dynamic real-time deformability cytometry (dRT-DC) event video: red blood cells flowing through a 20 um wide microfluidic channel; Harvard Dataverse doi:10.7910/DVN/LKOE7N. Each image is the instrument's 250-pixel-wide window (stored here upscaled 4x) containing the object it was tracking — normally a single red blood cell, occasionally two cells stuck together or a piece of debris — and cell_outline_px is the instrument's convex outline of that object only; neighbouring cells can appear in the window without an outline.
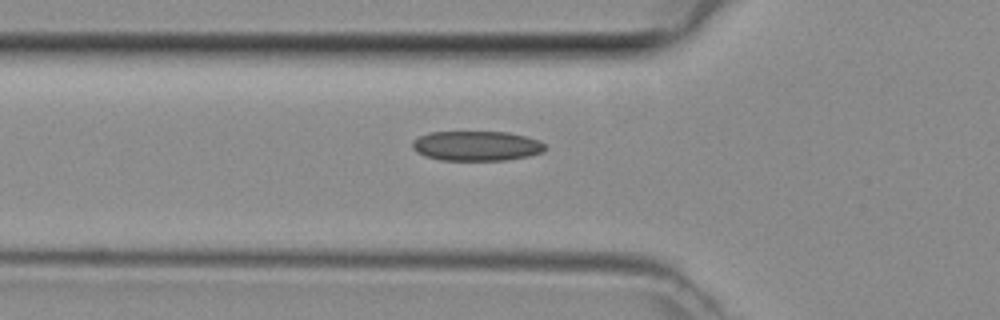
{"species": "common noctule bat (a hibernating species)", "species_latin": "Nyctalus noctula", "temperature_condition": "room temperature", "stored_images_in_passage": 31, "camera_frame_rate_fps": 3000, "um_per_image_px": 0.085, "animal": {"sex": "female", "body_mass_g": 29.2, "forearm_length_mm": 56.3}, "frame": {"image": 1, "passage_image": 4, "time_ms": 1.0, "image_size_px": [1000, 320], "cell_outline_px": [[548, 148], [544, 152], [528, 156], [508, 160], [440, 160], [424, 156], [416, 152], [412, 148], [412, 140], [428, 132], [508, 132], [540, 140]], "centroid_in_image_um": [40.51, 12.4], "position_along_channel_um": 85.3, "area_um2": 23.29}}
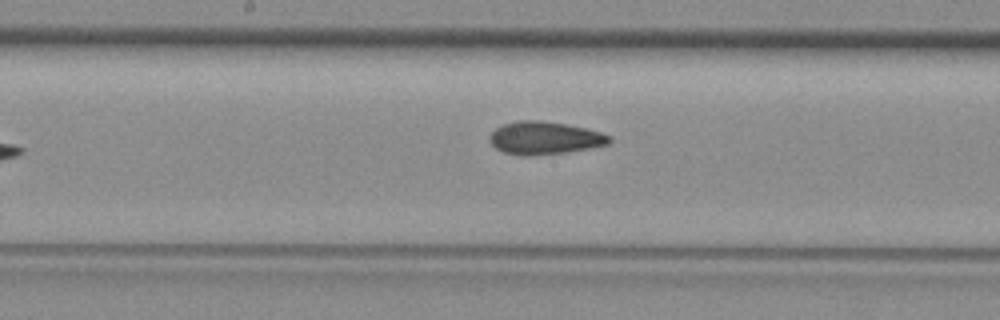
{"frame": {"image": 2, "passage_image": 12, "time_ms": 3.667, "image_size_px": [1000, 320], "cell_outline_px": [[612, 140], [608, 144], [568, 152], [528, 156], [524, 156], [504, 152], [496, 148], [492, 144], [488, 136], [496, 128], [504, 124], [516, 120], [540, 120], [564, 124], [584, 128], [600, 132], [608, 136]], "centroid_in_image_um": [46.25, 11.73], "position_along_channel_um": 201.9, "area_um2": 22.66}}
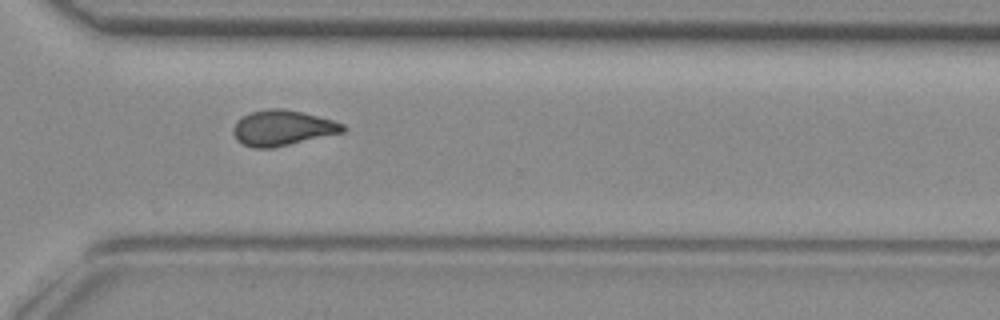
{"frame": {"image": 3, "passage_image": 22, "time_ms": 7.0, "image_size_px": [1000, 320], "cell_outline_px": [[344, 132], [272, 148], [252, 148], [236, 140], [232, 132], [232, 128], [236, 120], [252, 112], [272, 108], [284, 108], [332, 120], [344, 124]], "centroid_in_image_um": [23.96, 10.88], "position_along_channel_um": 346.6, "area_um2": 22.43}}